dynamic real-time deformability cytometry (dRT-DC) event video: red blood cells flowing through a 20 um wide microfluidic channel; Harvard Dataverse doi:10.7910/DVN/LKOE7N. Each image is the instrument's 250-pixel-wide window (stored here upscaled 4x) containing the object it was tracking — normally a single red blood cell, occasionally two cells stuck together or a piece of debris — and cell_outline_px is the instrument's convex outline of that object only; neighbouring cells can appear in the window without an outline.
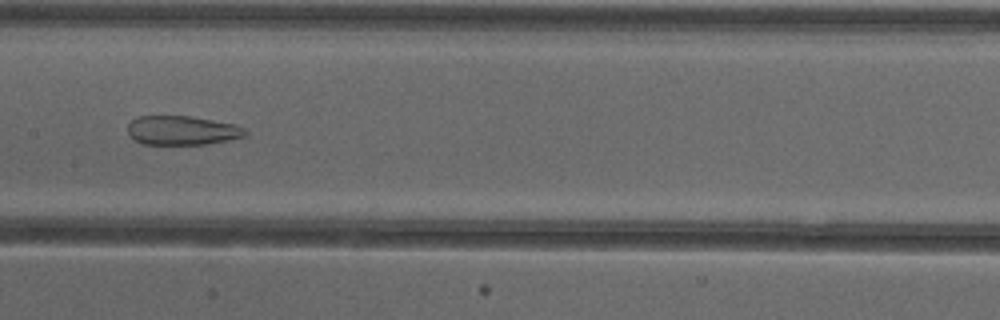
{"species": "common noctule bat (a hibernating species)", "species_latin": "Nyctalus noctula", "temperature_condition": "cold", "stored_images_in_passage": 52, "camera_frame_rate_fps": 3000, "um_per_image_px": 0.085, "animal": {"sex": "female"}, "frame": {"image": 1, "passage_image": 26, "time_ms": 8.333, "image_size_px": [1000, 320], "cell_outline_px": [[248, 136], [228, 140], [204, 144], [140, 144], [128, 132], [128, 124], [132, 120], [140, 116], [192, 116], [236, 124], [244, 128], [248, 132]], "centroid_in_image_um": [15.53, 11.08], "position_along_channel_um": 191.9, "area_um2": 20.0}}
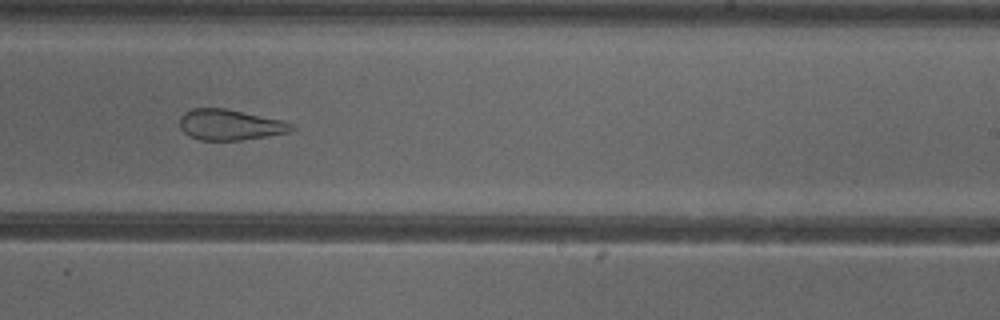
{"frame": {"image": 2, "passage_image": 32, "time_ms": 10.333, "image_size_px": [1000, 320], "cell_outline_px": [[296, 128], [288, 132], [268, 136], [240, 140], [200, 140], [188, 136], [180, 128], [180, 116], [184, 112], [192, 108], [224, 108], [284, 120], [292, 124]], "centroid_in_image_um": [19.54, 10.6], "position_along_channel_um": 269.5, "area_um2": 20.11}}
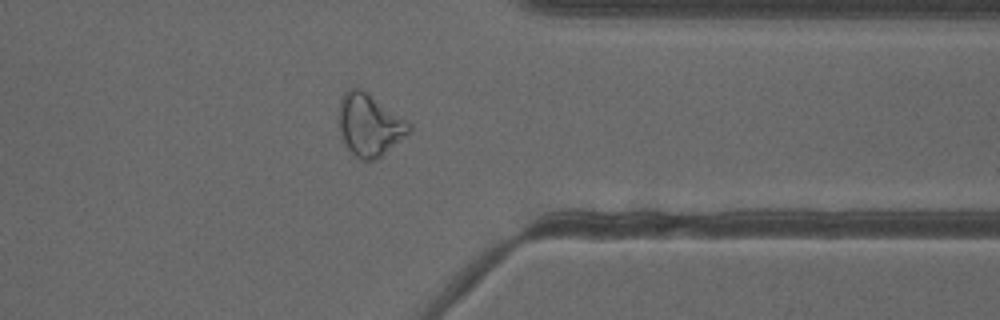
{"frame": {"image": 3, "passage_image": 41, "time_ms": 13.333, "image_size_px": [1000, 320], "cell_outline_px": [[412, 128], [408, 136], [376, 160], [360, 160], [344, 144], [340, 132], [340, 96], [348, 88], [360, 88], [368, 92], [408, 120], [412, 124]], "centroid_in_image_um": [31.45, 10.61], "position_along_channel_um": 379.9, "area_um2": 25.78}, "authors_computed_cell_mechanics": {"area_um2": 27.744, "velocity_mm_per_s": 3.8915, "shape_relaxation_time_tau1_ms": null, "shape_relaxation_time_tau2_ms": 2.1165, "deformation_change_tau1": null, "deformation_change_tau2": 0.1145}}